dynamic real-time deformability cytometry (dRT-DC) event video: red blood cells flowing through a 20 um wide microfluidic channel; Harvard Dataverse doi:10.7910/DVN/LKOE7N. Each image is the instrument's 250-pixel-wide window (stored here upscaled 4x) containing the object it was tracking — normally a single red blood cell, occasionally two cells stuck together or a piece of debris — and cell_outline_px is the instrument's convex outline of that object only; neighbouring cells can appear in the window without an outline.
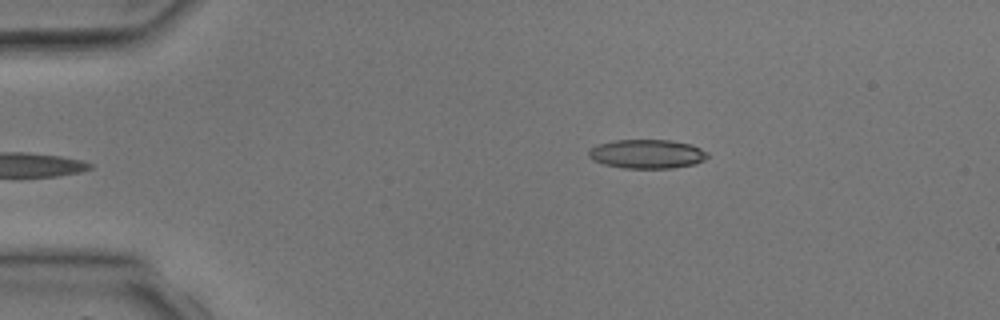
{"species": "common noctule bat (a hibernating species)", "species_latin": "Nyctalus noctula", "temperature_condition": "room temperature", "stored_images_in_passage": 4, "camera_frame_rate_fps": 3000, "um_per_image_px": 0.085, "animal": {"sex": "male", "body_mass_g": 17.9, "forearm_length_mm": 54.2}, "frame": {"image": 1, "passage_image": 4, "time_ms": 3.667, "image_size_px": [1000, 320], "cell_outline_px": [[708, 156], [704, 160], [696, 164], [672, 168], [624, 168], [604, 164], [592, 160], [588, 156], [588, 152], [592, 148], [600, 144], [612, 140], [668, 140], [692, 144], [708, 152]], "centroid_in_image_um": [55.02, 13.09], "position_along_channel_um": 30.0, "area_um2": 20.11}}